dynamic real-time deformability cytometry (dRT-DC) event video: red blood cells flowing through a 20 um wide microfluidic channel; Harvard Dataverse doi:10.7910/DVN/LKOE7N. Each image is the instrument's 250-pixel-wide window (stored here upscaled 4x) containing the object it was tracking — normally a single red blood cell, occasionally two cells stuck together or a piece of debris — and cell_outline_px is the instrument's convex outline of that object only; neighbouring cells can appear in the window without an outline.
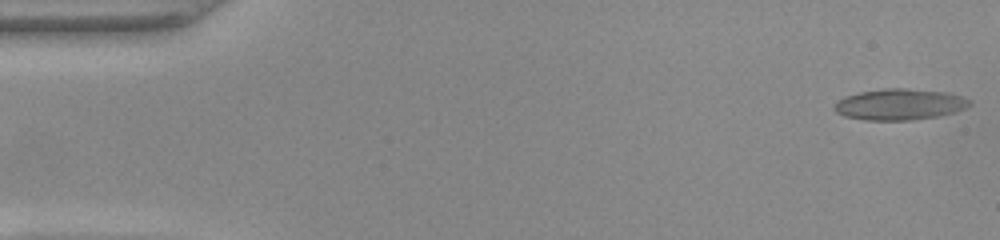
{"species": "common noctule bat (a hibernating species)", "species_latin": "Nyctalus noctula", "temperature_condition": "warm", "stored_images_in_passage": 6, "camera_frame_rate_fps": 3000, "um_per_image_px": 0.085, "animal": {"sex": "female", "body_mass_g": 22.0, "forearm_length_mm": 56.7}, "frame": {"image": 1, "passage_image": 1, "time_ms": 0.0, "image_size_px": [1000, 240], "cell_outline_px": [[972, 104], [964, 108], [952, 112], [936, 116], [912, 120], [864, 120], [844, 116], [836, 112], [832, 108], [844, 96], [860, 92], [884, 88], [904, 88], [948, 92], [972, 100]], "centroid_in_image_um": [76.45, 8.87], "position_along_channel_um": 8.5, "area_um2": 24.45}}